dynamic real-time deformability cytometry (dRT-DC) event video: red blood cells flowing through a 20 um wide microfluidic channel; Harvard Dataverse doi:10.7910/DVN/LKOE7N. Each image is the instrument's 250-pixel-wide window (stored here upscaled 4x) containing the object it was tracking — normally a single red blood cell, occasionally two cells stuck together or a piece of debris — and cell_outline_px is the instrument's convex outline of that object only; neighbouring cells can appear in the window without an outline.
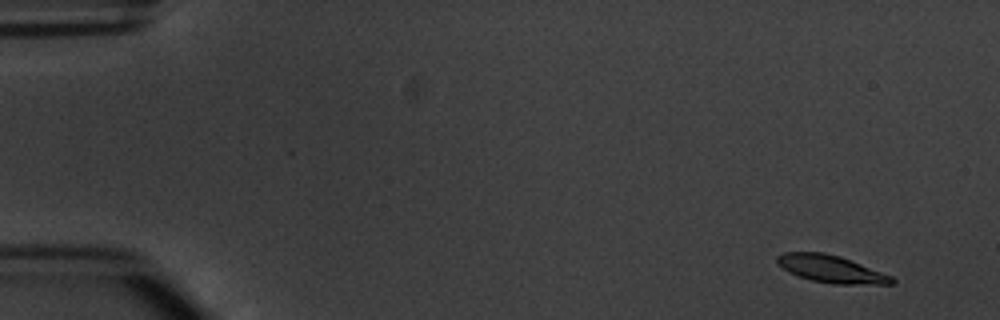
{"species": "common noctule bat (a hibernating species)", "species_latin": "Nyctalus noctula", "temperature_condition": "warm", "stored_images_in_passage": 8, "camera_frame_rate_fps": 3000, "um_per_image_px": 0.085, "animal": {"sex": "male", "body_mass_g": 20.1, "forearm_length_mm": 53.5}, "frame": {"image": 1, "passage_image": 2, "time_ms": 1.0, "image_size_px": [1000, 320], "cell_outline_px": [[896, 284], [832, 284], [812, 280], [788, 272], [776, 260], [776, 256], [784, 252], [824, 252], [840, 256], [892, 276], [896, 280]], "centroid_in_image_um": [70.67, 22.86], "position_along_channel_um": 14.3, "area_um2": 18.15}}
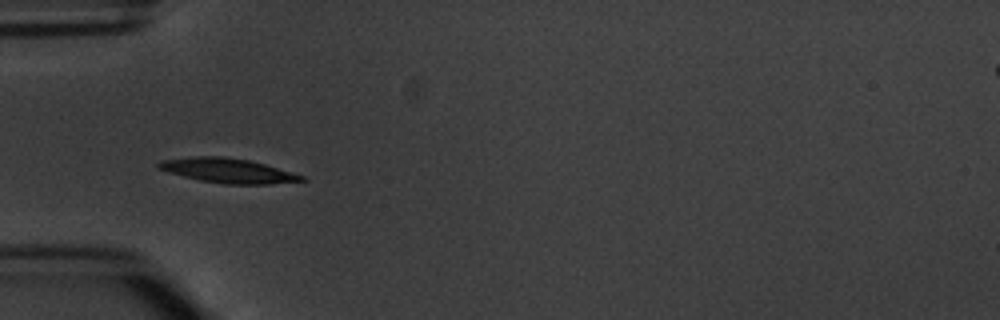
{"frame": {"image": 2, "passage_image": 6, "time_ms": 5.667, "image_size_px": [1000, 320], "cell_outline_px": [[308, 180], [272, 184], [224, 184], [200, 180], [168, 172], [156, 168], [156, 164], [160, 160], [196, 156], [224, 156], [248, 160], [264, 164], [304, 176]], "centroid_in_image_um": [19.34, 14.5], "position_along_channel_um": 65.7, "area_um2": 20.4}}
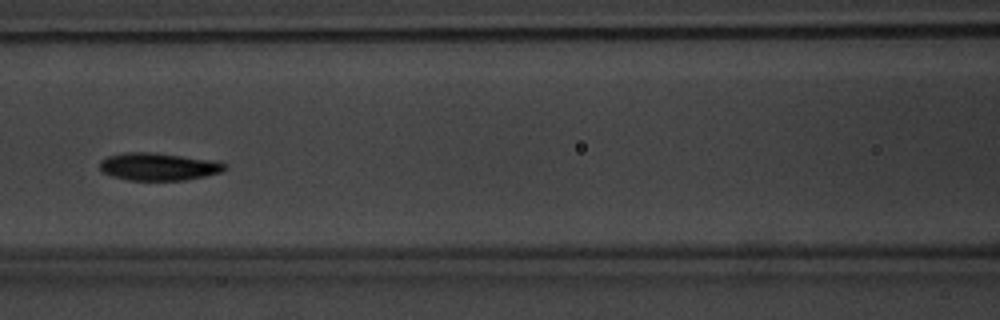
{"frame": {"image": 3, "passage_image": 8, "time_ms": 8.0, "image_size_px": [1000, 320], "cell_outline_px": [[228, 168], [224, 172], [184, 180], [128, 180], [112, 176], [104, 172], [100, 168], [100, 160], [108, 156], [124, 152], [152, 152], [220, 160], [228, 164]], "centroid_in_image_um": [13.56, 14.15], "position_along_channel_um": 153.0, "area_um2": 20.46}}